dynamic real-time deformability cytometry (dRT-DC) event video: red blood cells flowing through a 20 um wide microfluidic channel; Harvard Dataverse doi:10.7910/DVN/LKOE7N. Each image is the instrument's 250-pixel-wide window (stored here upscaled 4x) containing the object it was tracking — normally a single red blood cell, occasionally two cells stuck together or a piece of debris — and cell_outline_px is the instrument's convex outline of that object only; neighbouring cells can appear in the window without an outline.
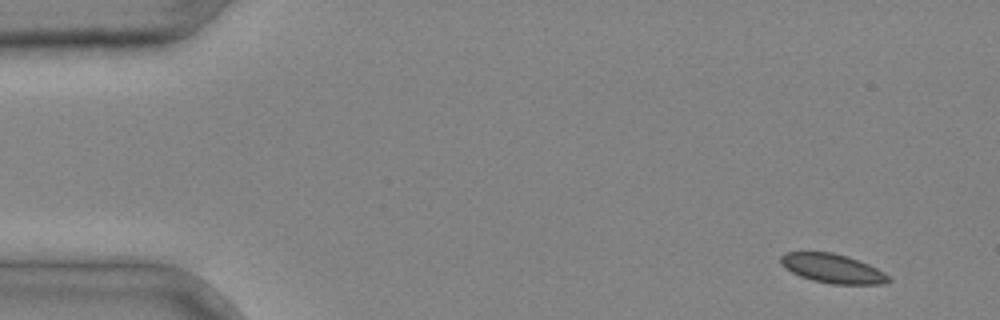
{"species": "common noctule bat (a hibernating species)", "species_latin": "Nyctalus noctula", "temperature_condition": "cold", "stored_images_in_passage": 4, "camera_frame_rate_fps": 3000, "um_per_image_px": 0.085, "animal": {"sex": "male", "body_mass_g": 20.4}, "frame": {"image": 1, "passage_image": 1, "time_ms": 0.0, "image_size_px": [1000, 320], "cell_outline_px": [[892, 280], [884, 284], [832, 284], [812, 280], [800, 276], [784, 268], [780, 264], [780, 256], [784, 252], [832, 252], [848, 256], [868, 264], [884, 272]], "centroid_in_image_um": [70.74, 22.82], "position_along_channel_um": 14.3, "area_um2": 18.38}}